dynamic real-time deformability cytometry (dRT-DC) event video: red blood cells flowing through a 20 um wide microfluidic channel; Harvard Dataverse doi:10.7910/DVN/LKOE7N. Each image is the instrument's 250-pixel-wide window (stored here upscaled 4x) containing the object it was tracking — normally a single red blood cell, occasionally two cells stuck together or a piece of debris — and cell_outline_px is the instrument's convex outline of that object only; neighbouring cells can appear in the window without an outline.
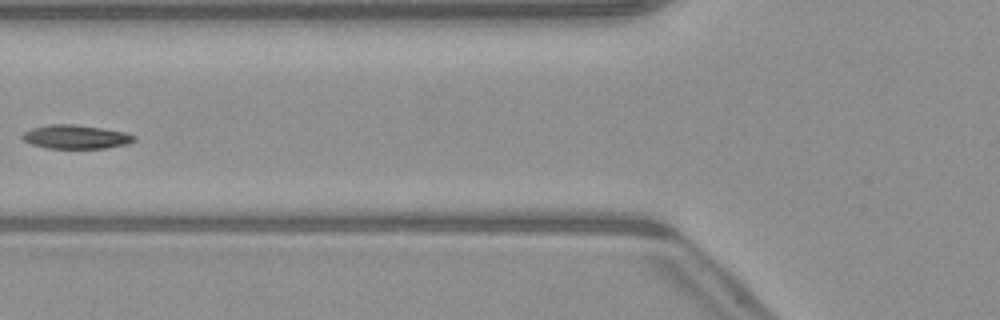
{"species": "common noctule bat (a hibernating species)", "species_latin": "Nyctalus noctula", "temperature_condition": "warm", "stored_images_in_passage": 5, "camera_frame_rate_fps": 3000, "um_per_image_px": 0.085, "animal": {"sex": "male", "body_mass_g": 23.1, "forearm_length_mm": 52.7}, "frame": {"image": 1, "passage_image": 5, "time_ms": 5.0, "image_size_px": [1000, 320], "cell_outline_px": [[136, 140], [128, 144], [108, 148], [48, 148], [32, 144], [24, 140], [20, 136], [24, 132], [32, 128], [48, 124], [72, 124], [104, 128], [124, 132], [136, 136]], "centroid_in_image_um": [6.47, 11.63], "position_along_channel_um": 119.3, "area_um2": 15.55}}